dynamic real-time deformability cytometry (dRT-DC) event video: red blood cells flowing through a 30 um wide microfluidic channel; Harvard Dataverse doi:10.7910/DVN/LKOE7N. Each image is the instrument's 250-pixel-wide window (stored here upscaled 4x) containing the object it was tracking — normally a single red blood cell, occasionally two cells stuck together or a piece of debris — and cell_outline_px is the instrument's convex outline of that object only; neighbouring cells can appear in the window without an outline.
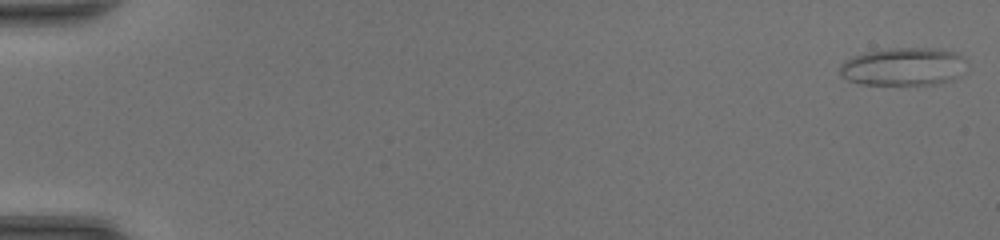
{"species": "common noctule bat (a hibernating species)", "species_latin": "Nyctalus noctula", "temperature_condition": "room temperature", "stored_images_in_passage": 48, "camera_frame_rate_fps": 3000, "um_per_image_px": 0.085, "animal": {"sex": "female", "body_mass_g": 20.0, "forearm_length_mm": 54.0}, "frame": {"image": 1, "passage_image": 1, "time_ms": 0.0, "image_size_px": [1000, 240], "cell_outline_px": [[968, 64], [960, 76], [952, 80], [940, 84], [860, 84], [848, 80], [840, 76], [840, 64], [844, 60], [852, 56], [864, 52], [888, 48], [936, 48], [956, 52], [964, 56], [968, 60]], "centroid_in_image_um": [76.83, 5.65], "position_along_channel_um": 8.2, "area_um2": 28.67}}
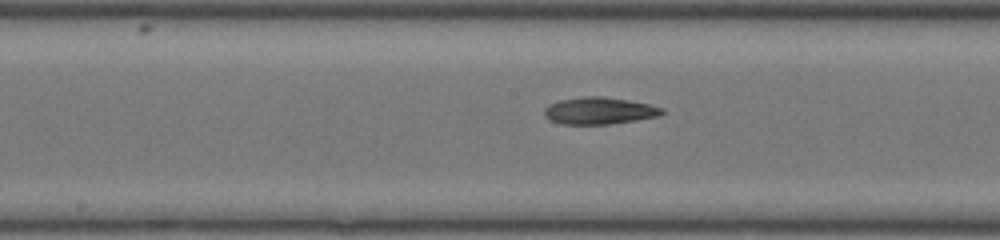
{"frame": {"image": 2, "passage_image": 26, "time_ms": 8.333, "image_size_px": [1000, 240], "cell_outline_px": [[664, 112], [660, 116], [636, 120], [608, 124], [560, 124], [548, 120], [544, 116], [544, 108], [548, 104], [560, 100], [584, 96], [600, 96], [628, 100], [648, 104], [664, 108]], "centroid_in_image_um": [50.9, 9.42], "position_along_channel_um": 197.3, "area_um2": 18.61}}
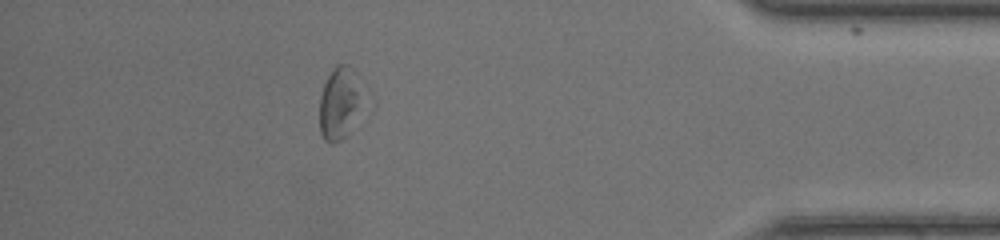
{"frame": {"image": 3, "passage_image": 43, "time_ms": 14.0, "image_size_px": [1000, 240], "cell_outline_px": [[376, 104], [340, 140], [332, 144], [324, 140], [320, 132], [320, 96], [324, 84], [332, 68], [336, 64], [348, 64], [356, 72], [372, 92], [376, 100]], "centroid_in_image_um": [29.17, 8.72], "position_along_channel_um": 406.0, "area_um2": 21.44}}